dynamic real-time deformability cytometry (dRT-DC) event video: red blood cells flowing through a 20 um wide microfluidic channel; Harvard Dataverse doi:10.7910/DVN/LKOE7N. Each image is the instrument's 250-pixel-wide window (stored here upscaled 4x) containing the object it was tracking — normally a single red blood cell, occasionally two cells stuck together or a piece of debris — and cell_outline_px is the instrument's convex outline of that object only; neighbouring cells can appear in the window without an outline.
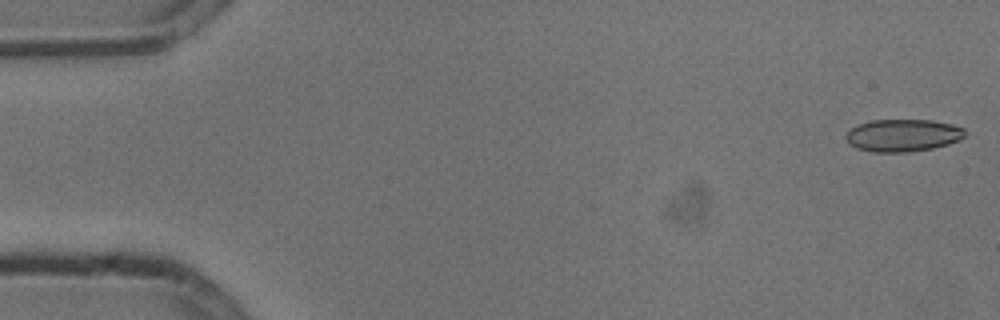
{"species": "common noctule bat (a hibernating species)", "species_latin": "Nyctalus noctula", "temperature_condition": "cold", "stored_images_in_passage": 6, "camera_frame_rate_fps": 3000, "um_per_image_px": 0.085, "animal": {"sex": "male", "body_mass_g": 13.3}, "frame": {"image": 1, "passage_image": 1, "time_ms": 0.0, "image_size_px": [1000, 320], "cell_outline_px": [[964, 136], [960, 140], [948, 144], [932, 148], [908, 152], [872, 152], [856, 148], [848, 144], [844, 136], [856, 124], [872, 120], [932, 120], [952, 124], [964, 128]], "centroid_in_image_um": [76.71, 11.5], "position_along_channel_um": 8.3, "area_um2": 22.6}}
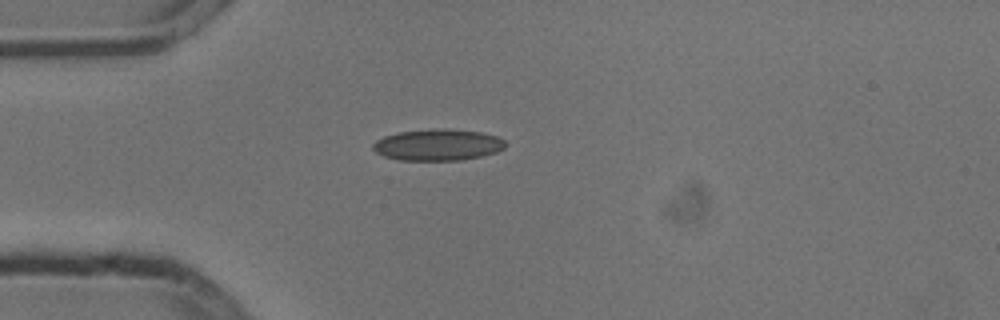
{"frame": {"image": 2, "passage_image": 4, "time_ms": 1.0, "image_size_px": [1000, 320], "cell_outline_px": [[504, 148], [496, 152], [480, 156], [460, 160], [400, 160], [384, 156], [376, 152], [372, 148], [372, 144], [376, 140], [384, 136], [400, 132], [440, 128], [444, 128], [480, 132], [496, 136], [504, 140]], "centroid_in_image_um": [37.19, 12.31], "position_along_channel_um": 47.8, "area_um2": 24.04}}